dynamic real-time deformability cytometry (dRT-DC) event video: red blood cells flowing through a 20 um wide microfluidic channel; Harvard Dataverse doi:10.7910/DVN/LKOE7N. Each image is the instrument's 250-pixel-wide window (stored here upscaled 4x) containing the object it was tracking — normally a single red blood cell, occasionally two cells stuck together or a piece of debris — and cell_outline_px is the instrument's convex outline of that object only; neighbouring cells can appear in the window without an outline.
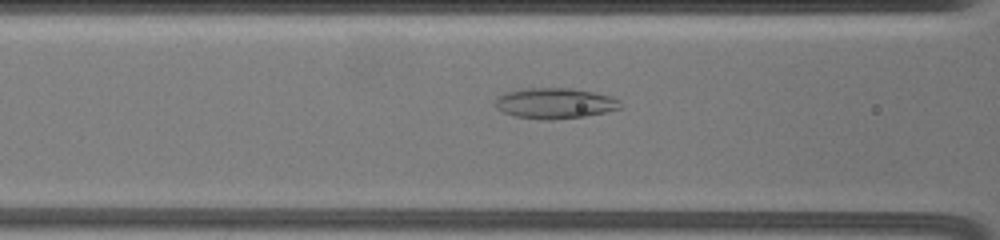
{"species": "common noctule bat (a hibernating species)", "species_latin": "Nyctalus noctula", "temperature_condition": "warm", "stored_images_in_passage": 20, "camera_frame_rate_fps": 3000, "um_per_image_px": 0.085, "animal": {"sex": "female", "body_mass_g": 19.5, "forearm_length_mm": 54.1}, "frame": {"image": 1, "passage_image": 10, "time_ms": 2.333, "image_size_px": [1000, 240], "cell_outline_px": [[624, 108], [584, 116], [548, 120], [544, 120], [516, 116], [504, 112], [496, 108], [492, 104], [496, 96], [504, 92], [520, 88], [572, 88], [612, 96], [620, 100]], "centroid_in_image_um": [47.13, 8.76], "position_along_channel_um": 119.5, "area_um2": 22.66}}
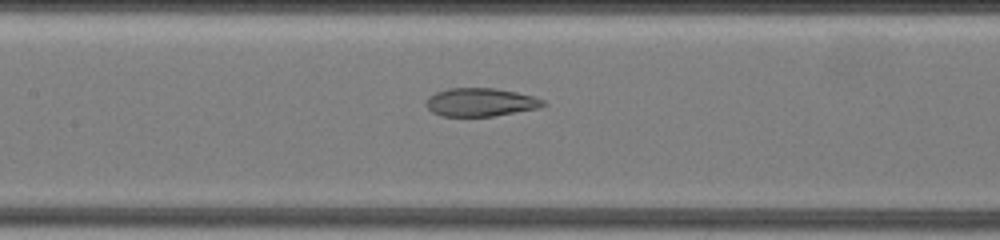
{"frame": {"image": 2, "passage_image": 14, "time_ms": 3.667, "image_size_px": [1000, 240], "cell_outline_px": [[548, 104], [536, 108], [492, 116], [440, 116], [432, 112], [428, 108], [428, 96], [436, 92], [448, 88], [496, 88], [516, 92], [532, 96], [544, 100]], "centroid_in_image_um": [40.84, 8.68], "position_along_channel_um": 166.6, "area_um2": 19.07}}
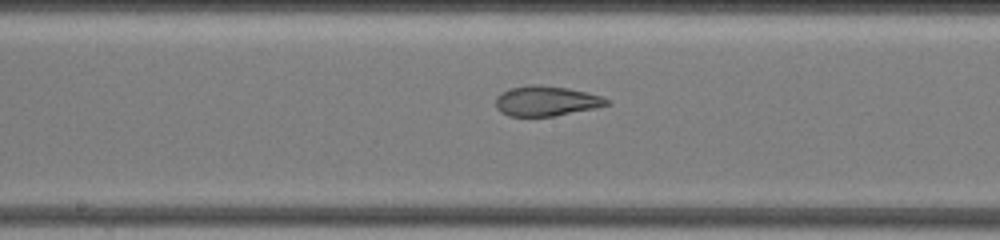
{"frame": {"image": 3, "passage_image": 18, "time_ms": 4.667, "image_size_px": [1000, 240], "cell_outline_px": [[612, 104], [596, 108], [552, 116], [508, 116], [500, 112], [496, 108], [496, 96], [500, 92], [512, 88], [528, 84], [540, 84], [568, 88], [588, 92], [600, 96], [608, 100]], "centroid_in_image_um": [46.41, 8.57], "position_along_channel_um": 201.8, "area_um2": 19.59}}